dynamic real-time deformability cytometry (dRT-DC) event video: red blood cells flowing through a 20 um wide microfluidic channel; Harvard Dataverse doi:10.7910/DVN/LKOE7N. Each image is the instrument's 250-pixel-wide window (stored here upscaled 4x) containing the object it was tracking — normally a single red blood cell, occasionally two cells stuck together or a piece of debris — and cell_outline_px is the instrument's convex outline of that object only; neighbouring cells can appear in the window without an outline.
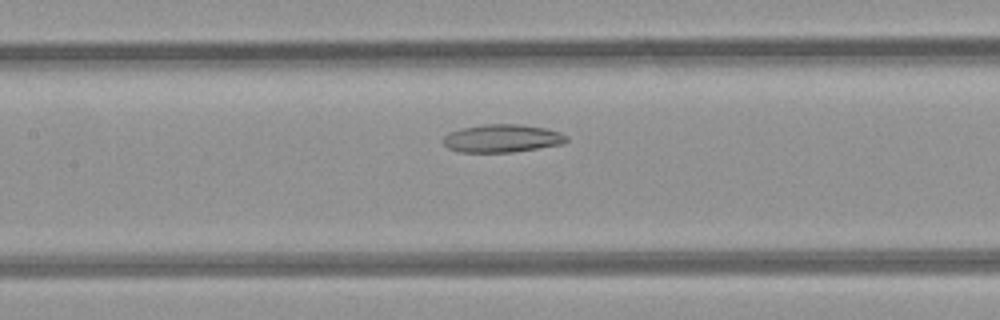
{"species": "common noctule bat (a hibernating species)", "species_latin": "Nyctalus noctula", "temperature_condition": "room temperature", "stored_images_in_passage": 43, "camera_frame_rate_fps": 3000, "um_per_image_px": 0.085, "animal": {"sex": "female", "body_mass_g": 21.9}, "frame": {"image": 1, "passage_image": 19, "time_ms": 6.0, "image_size_px": [1000, 320], "cell_outline_px": [[568, 140], [564, 144], [512, 152], [460, 152], [448, 148], [444, 144], [444, 136], [460, 128], [484, 124], [520, 124], [544, 128], [560, 132], [568, 136]], "centroid_in_image_um": [42.71, 11.76], "position_along_channel_um": 164.7, "area_um2": 20.06}}
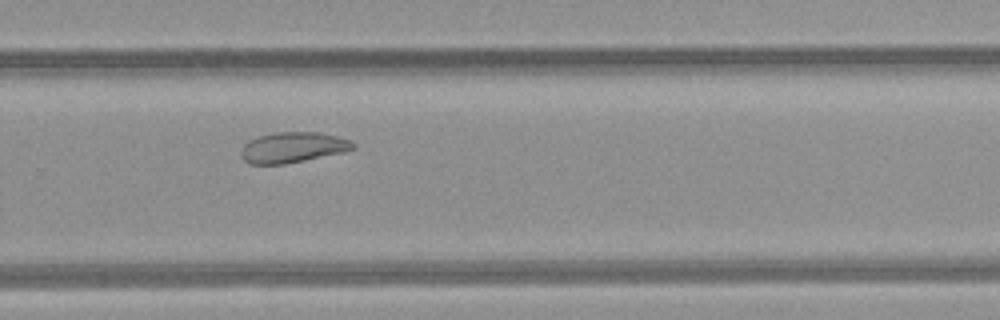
{"frame": {"image": 2, "passage_image": 29, "time_ms": 9.333, "image_size_px": [1000, 320], "cell_outline_px": [[356, 148], [344, 152], [284, 164], [248, 164], [240, 156], [240, 152], [244, 144], [248, 140], [256, 136], [276, 132], [320, 132], [352, 140], [356, 144]], "centroid_in_image_um": [24.88, 12.52], "position_along_channel_um": 304.9, "area_um2": 20.17}}
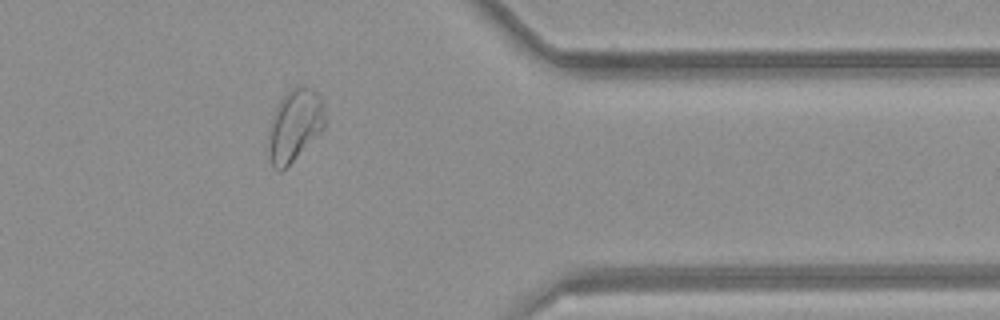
{"frame": {"image": 3, "passage_image": 36, "time_ms": 11.667, "image_size_px": [1000, 320], "cell_outline_px": [[324, 128], [280, 172], [272, 164], [268, 156], [268, 132], [272, 116], [280, 100], [296, 84], [304, 84], [312, 88], [320, 96], [324, 112]], "centroid_in_image_um": [25.03, 10.6], "position_along_channel_um": 386.4, "area_um2": 23.41}, "authors_computed_cell_mechanics": {"area_um2": 23.2934, "velocity_mm_per_s": 4.2234, "shape_relaxation_time_tau1_ms": null, "shape_relaxation_time_tau2_ms": 10.2353, "deformation_change_tau1": null, "deformation_change_tau2": 0.1934}}